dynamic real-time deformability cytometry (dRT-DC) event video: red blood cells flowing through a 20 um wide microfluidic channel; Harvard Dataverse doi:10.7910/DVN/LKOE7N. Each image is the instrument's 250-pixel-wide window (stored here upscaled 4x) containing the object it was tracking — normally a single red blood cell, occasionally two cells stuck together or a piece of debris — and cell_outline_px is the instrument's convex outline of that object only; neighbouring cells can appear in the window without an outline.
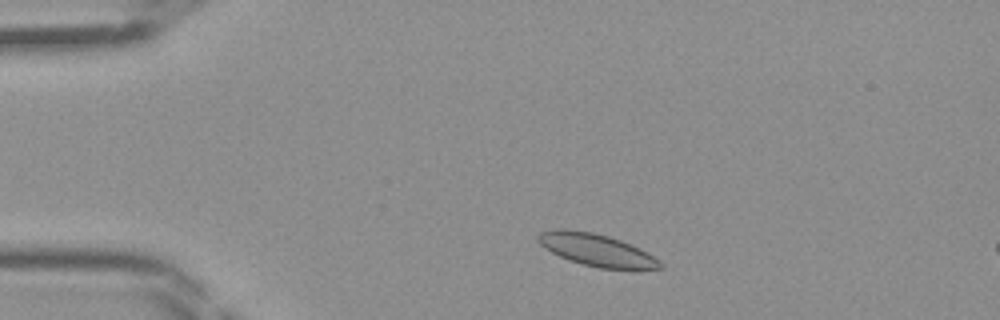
{"species": "Egyptian fruit bat (a non-hibernating species)", "species_latin": "Rousettus aegyptiacus", "temperature_condition": "room temperature", "stored_images_in_passage": 6, "camera_frame_rate_fps": 3000, "um_per_image_px": 0.085, "frame": {"image": 1, "passage_image": 4, "time_ms": 1.0, "image_size_px": [1000, 320], "cell_outline_px": [[664, 268], [600, 268], [584, 264], [560, 256], [544, 248], [536, 240], [536, 236], [540, 232], [560, 228], [564, 228], [592, 232], [608, 236], [620, 240], [640, 248], [660, 260], [664, 264]], "centroid_in_image_um": [50.68, 21.22], "position_along_channel_um": 34.3, "area_um2": 22.66}}